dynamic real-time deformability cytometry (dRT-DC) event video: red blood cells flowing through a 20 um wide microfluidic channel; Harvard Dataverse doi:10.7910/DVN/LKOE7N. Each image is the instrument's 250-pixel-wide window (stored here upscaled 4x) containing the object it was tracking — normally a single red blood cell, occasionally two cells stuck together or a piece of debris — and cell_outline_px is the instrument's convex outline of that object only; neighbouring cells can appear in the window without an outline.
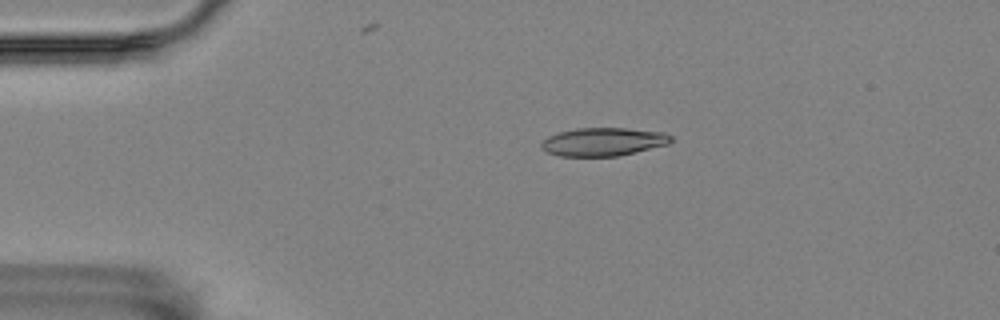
{"species": "Egyptian fruit bat (a non-hibernating species)", "species_latin": "Rousettus aegyptiacus", "temperature_condition": "room temperature", "stored_images_in_passage": 57, "camera_frame_rate_fps": 3000, "um_per_image_px": 0.085, "animal": {"sex": "female"}, "frame": {"image": 1, "passage_image": 12, "time_ms": 3.667, "image_size_px": [1000, 320], "cell_outline_px": [[672, 140], [668, 144], [616, 156], [560, 156], [548, 152], [540, 148], [540, 144], [548, 136], [560, 132], [576, 128], [628, 128], [664, 132], [672, 136]], "centroid_in_image_um": [51.27, 12.04], "position_along_channel_um": 33.7, "area_um2": 21.21}}
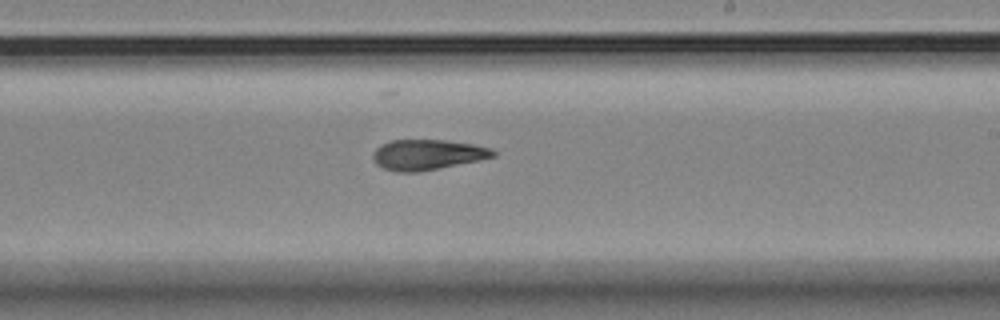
{"frame": {"image": 2, "passage_image": 34, "time_ms": 11.0, "image_size_px": [1000, 320], "cell_outline_px": [[496, 156], [480, 160], [416, 172], [396, 172], [384, 168], [376, 164], [372, 160], [372, 156], [376, 148], [380, 144], [388, 140], [448, 140], [472, 144], [492, 148], [496, 152]], "centroid_in_image_um": [36.31, 13.14], "position_along_channel_um": 252.7, "area_um2": 21.33}}
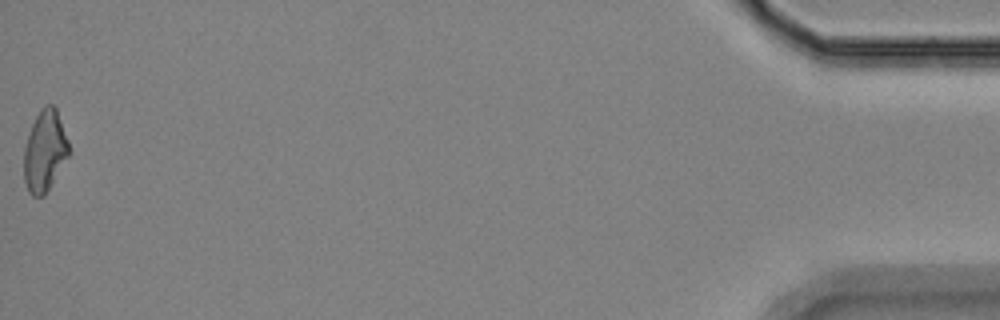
{"frame": {"image": 3, "passage_image": 57, "time_ms": 18.667, "image_size_px": [1000, 320], "cell_outline_px": [[72, 152], [44, 196], [32, 196], [28, 192], [24, 180], [24, 148], [32, 124], [40, 108], [44, 104], [52, 104], [56, 108], [68, 140]], "centroid_in_image_um": [3.82, 12.84], "position_along_channel_um": 431.4, "area_um2": 21.5}, "authors_computed_cell_mechanics": {"area_um2": 21.3282, "velocity_mm_per_s": 3.5572, "shape_relaxation_time_tau1_ms": null, "shape_relaxation_time_tau2_ms": 4.836, "deformation_change_tau1": null, "deformation_change_tau2": 0.1362}}